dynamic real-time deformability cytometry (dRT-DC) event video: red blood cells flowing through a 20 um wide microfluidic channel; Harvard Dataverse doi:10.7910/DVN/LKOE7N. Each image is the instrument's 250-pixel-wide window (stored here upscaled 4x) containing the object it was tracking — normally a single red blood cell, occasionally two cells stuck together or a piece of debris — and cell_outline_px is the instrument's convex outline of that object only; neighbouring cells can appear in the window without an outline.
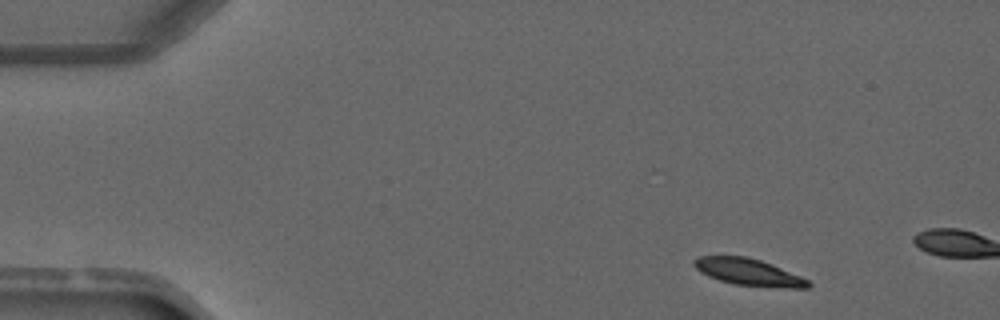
{"species": "common noctule bat (a hibernating species)", "species_latin": "Nyctalus noctula", "temperature_condition": "warm", "stored_images_in_passage": 3, "camera_frame_rate_fps": 3000, "um_per_image_px": 0.085, "animal": {"sex": "male", "forearm_length_mm": 52.5}, "frame": {"image": 1, "passage_image": 1, "time_ms": 0.0, "image_size_px": [1000, 320], "cell_outline_px": [[812, 284], [808, 288], [788, 288], [736, 284], [720, 280], [708, 276], [700, 272], [692, 264], [692, 260], [700, 256], [744, 256], [760, 260], [772, 264], [800, 276], [808, 280]], "centroid_in_image_um": [63.62, 23.12], "position_along_channel_um": 21.4, "area_um2": 17.69}}